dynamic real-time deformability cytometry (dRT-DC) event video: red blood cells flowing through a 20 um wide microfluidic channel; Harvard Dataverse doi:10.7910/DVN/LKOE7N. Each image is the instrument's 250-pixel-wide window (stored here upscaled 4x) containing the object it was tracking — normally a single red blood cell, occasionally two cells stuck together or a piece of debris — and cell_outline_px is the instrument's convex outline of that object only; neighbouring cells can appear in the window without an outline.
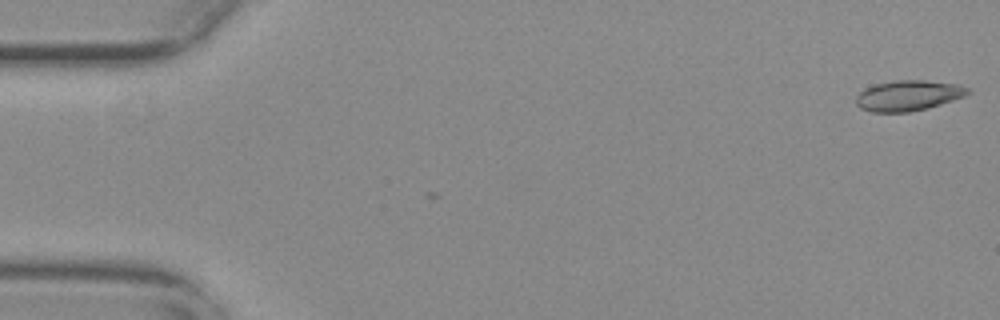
{"species": "common noctule bat (a hibernating species)", "species_latin": "Nyctalus noctula", "temperature_condition": "warm", "stored_images_in_passage": 2, "camera_frame_rate_fps": 3000, "um_per_image_px": 0.085, "animal": {"sex": "female", "body_mass_g": 29.2, "forearm_length_mm": 56.3}, "frame": {"image": 1, "passage_image": 2, "time_ms": 0.333, "image_size_px": [1000, 320], "cell_outline_px": [[972, 92], [964, 96], [928, 108], [908, 112], [872, 112], [860, 108], [856, 104], [856, 96], [860, 92], [876, 84], [896, 80], [924, 80], [956, 84], [968, 88]], "centroid_in_image_um": [77.2, 8.13], "position_along_channel_um": 7.8, "area_um2": 19.65}}